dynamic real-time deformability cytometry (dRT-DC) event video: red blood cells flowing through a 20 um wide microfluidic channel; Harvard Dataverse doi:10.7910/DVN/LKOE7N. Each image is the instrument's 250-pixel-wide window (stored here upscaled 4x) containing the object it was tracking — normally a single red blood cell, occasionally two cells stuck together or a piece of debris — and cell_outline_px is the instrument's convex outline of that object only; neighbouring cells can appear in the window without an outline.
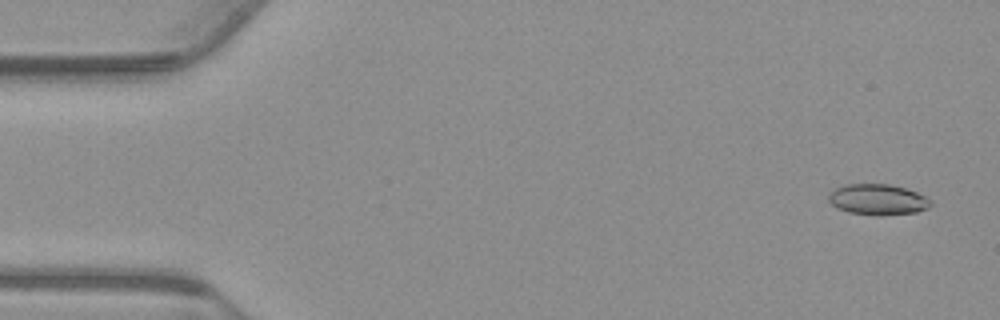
{"species": "common noctule bat (a hibernating species)", "species_latin": "Nyctalus noctula", "temperature_condition": "warm", "stored_images_in_passage": 55, "camera_frame_rate_fps": 3000, "um_per_image_px": 0.085, "animal": {"sex": "male", "body_mass_g": 23.1, "forearm_length_mm": 52.7}, "frame": {"image": 1, "passage_image": 3, "time_ms": 0.667, "image_size_px": [1000, 320], "cell_outline_px": [[932, 204], [928, 208], [916, 212], [880, 216], [848, 212], [836, 208], [828, 200], [828, 196], [832, 188], [844, 184], [888, 184], [904, 188], [916, 192], [932, 200]], "centroid_in_image_um": [74.58, 16.96], "position_along_channel_um": 10.4, "area_um2": 18.5}}
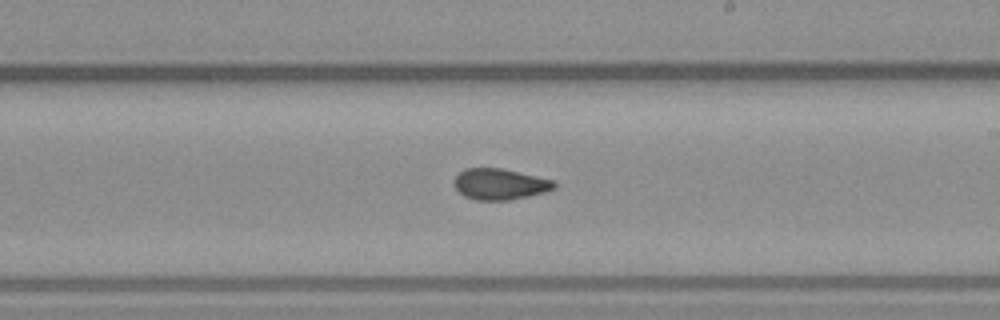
{"frame": {"image": 2, "passage_image": 32, "time_ms": 10.333, "image_size_px": [1000, 320], "cell_outline_px": [[556, 188], [544, 192], [528, 196], [508, 200], [476, 200], [464, 196], [456, 188], [456, 176], [464, 168], [500, 168], [556, 180]], "centroid_in_image_um": [42.53, 15.65], "position_along_channel_um": 246.5, "area_um2": 17.98}}
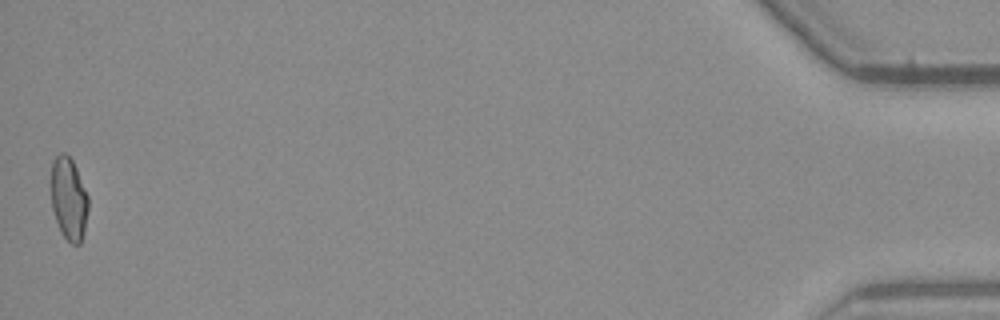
{"frame": {"image": 3, "passage_image": 55, "time_ms": 18.0, "image_size_px": [1000, 320], "cell_outline_px": [[88, 208], [84, 232], [80, 244], [72, 244], [60, 232], [52, 208], [52, 164], [56, 156], [60, 152], [64, 152], [72, 160], [76, 168], [88, 196]], "centroid_in_image_um": [5.85, 16.91], "position_along_channel_um": 429.3, "area_um2": 17.69}, "authors_computed_cell_mechanics": {"area_um2": 18.4382, "velocity_mm_per_s": 3.7474, "shape_relaxation_time_tau1_ms": null, "shape_relaxation_time_tau2_ms": 2.4001, "deformation_change_tau1": null, "deformation_change_tau2": 0.0877}}